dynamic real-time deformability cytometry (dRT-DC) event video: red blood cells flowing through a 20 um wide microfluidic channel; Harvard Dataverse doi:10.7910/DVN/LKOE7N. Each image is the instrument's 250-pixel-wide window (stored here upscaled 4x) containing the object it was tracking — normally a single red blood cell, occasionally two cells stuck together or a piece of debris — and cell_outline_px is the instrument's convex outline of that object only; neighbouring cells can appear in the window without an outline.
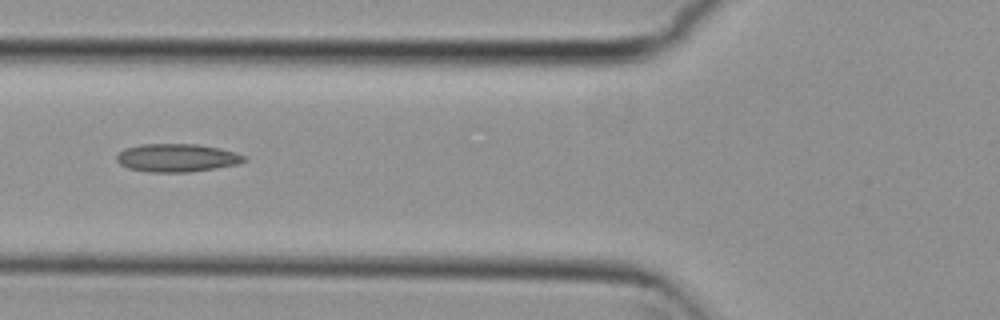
{"species": "common noctule bat (a hibernating species)", "species_latin": "Nyctalus noctula", "temperature_condition": "cold", "stored_images_in_passage": 8, "camera_frame_rate_fps": 3000, "um_per_image_px": 0.085, "animal": {"sex": "female", "body_mass_g": 29.2, "forearm_length_mm": 56.3}, "frame": {"image": 1, "passage_image": 6, "time_ms": 1.667, "image_size_px": [1000, 320], "cell_outline_px": [[248, 160], [240, 164], [216, 168], [188, 172], [148, 172], [128, 168], [120, 164], [116, 160], [116, 156], [124, 148], [140, 144], [200, 144], [220, 148], [236, 152], [248, 156]], "centroid_in_image_um": [15.09, 13.41], "position_along_channel_um": 110.7, "area_um2": 21.21}}
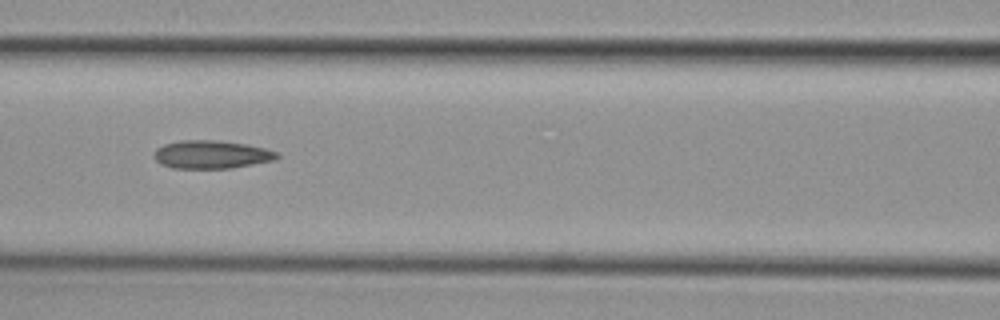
{"frame": {"image": 2, "passage_image": 7, "time_ms": 2.0, "image_size_px": [1000, 320], "cell_outline_px": [[280, 156], [276, 160], [232, 168], [172, 168], [160, 164], [152, 156], [152, 152], [156, 148], [164, 144], [180, 140], [216, 140], [248, 144], [264, 148], [276, 152]], "centroid_in_image_um": [17.94, 13.13], "position_along_channel_um": 148.7, "area_um2": 20.4}}
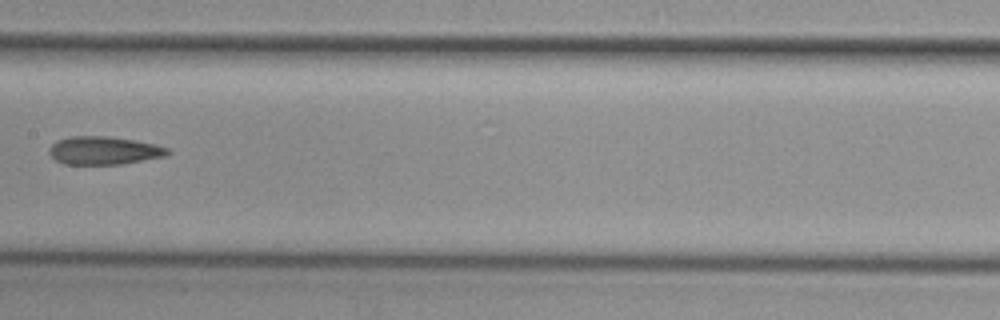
{"frame": {"image": 3, "passage_image": 8, "time_ms": 2.333, "image_size_px": [1000, 320], "cell_outline_px": [[172, 152], [168, 156], [120, 164], [64, 164], [56, 160], [48, 152], [48, 148], [56, 140], [72, 136], [108, 136], [132, 140], [152, 144], [168, 148]], "centroid_in_image_um": [8.82, 12.79], "position_along_channel_um": 198.6, "area_um2": 19.36}}